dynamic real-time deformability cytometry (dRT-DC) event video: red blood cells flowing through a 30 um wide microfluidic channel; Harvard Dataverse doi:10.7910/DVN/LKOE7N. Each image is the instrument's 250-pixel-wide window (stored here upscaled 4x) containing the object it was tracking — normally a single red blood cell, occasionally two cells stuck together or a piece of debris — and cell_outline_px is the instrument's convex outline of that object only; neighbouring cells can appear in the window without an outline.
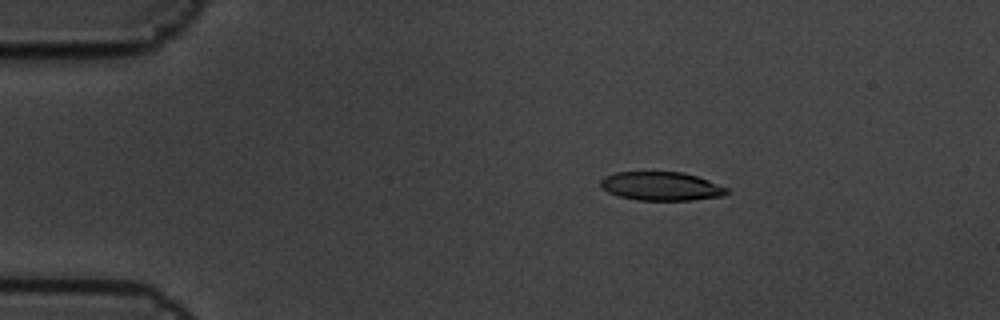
{"species": "common noctule bat (a hibernating species)", "species_latin": "Nyctalus noctula", "temperature_condition": "cold", "stored_images_in_passage": 5, "camera_frame_rate_fps": 3000, "um_per_image_px": 0.085, "animal": {"sex": "male", "body_mass_g": 19.5, "forearm_length_mm": 54.6}, "frame": {"image": 1, "passage_image": 3, "time_ms": 0.667, "image_size_px": [1000, 320], "cell_outline_px": [[732, 192], [724, 196], [692, 200], [636, 200], [620, 196], [608, 192], [600, 188], [600, 180], [604, 176], [616, 172], [684, 172], [708, 180], [728, 188]], "centroid_in_image_um": [56.22, 15.83], "position_along_channel_um": 28.8, "area_um2": 21.27}}